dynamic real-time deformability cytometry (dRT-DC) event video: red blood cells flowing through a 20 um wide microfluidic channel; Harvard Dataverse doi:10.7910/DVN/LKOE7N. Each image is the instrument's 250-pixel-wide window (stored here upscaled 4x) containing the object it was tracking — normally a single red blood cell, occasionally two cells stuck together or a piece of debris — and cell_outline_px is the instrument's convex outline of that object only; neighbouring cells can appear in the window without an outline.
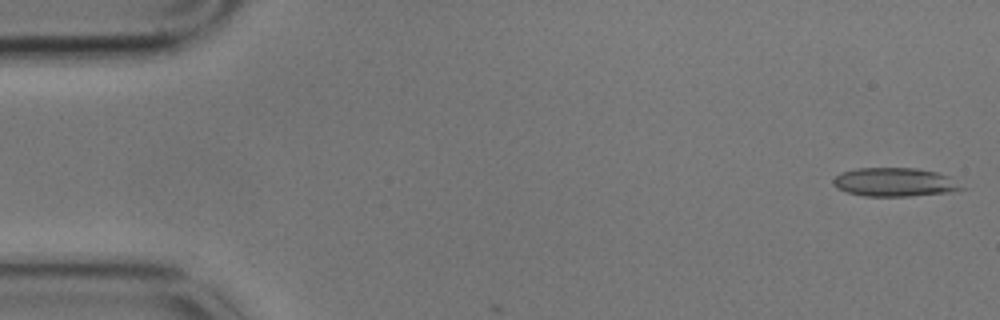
{"species": "common noctule bat (a hibernating species)", "species_latin": "Nyctalus noctula", "temperature_condition": "cold", "stored_images_in_passage": 2, "camera_frame_rate_fps": 3000, "um_per_image_px": 0.085, "animal": {"sex": "male", "body_mass_g": 17.9}, "frame": {"image": 1, "passage_image": 1, "time_ms": 0.0, "image_size_px": [1000, 320], "cell_outline_px": [[968, 188], [952, 192], [908, 196], [864, 196], [848, 192], [836, 188], [832, 184], [832, 180], [840, 172], [856, 168], [916, 168], [936, 172], [948, 176]], "centroid_in_image_um": [76.05, 15.48], "position_along_channel_um": 8.9, "area_um2": 21.62}}